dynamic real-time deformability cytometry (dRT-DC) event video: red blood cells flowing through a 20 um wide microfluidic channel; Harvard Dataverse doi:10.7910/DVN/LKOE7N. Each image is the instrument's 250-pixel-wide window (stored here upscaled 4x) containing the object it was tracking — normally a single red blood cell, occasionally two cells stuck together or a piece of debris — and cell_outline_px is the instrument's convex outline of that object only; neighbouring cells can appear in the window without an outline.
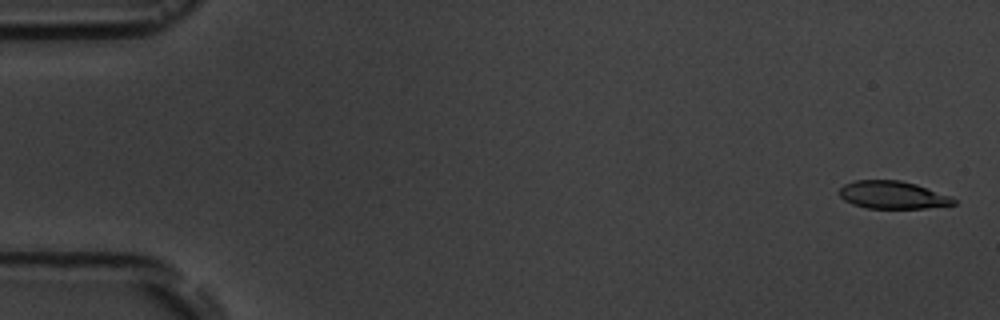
{"species": "common noctule bat (a hibernating species)", "species_latin": "Nyctalus noctula", "temperature_condition": "room temperature", "stored_images_in_passage": 6, "camera_frame_rate_fps": 3000, "um_per_image_px": 0.085, "animal": {"sex": "male", "body_mass_g": 19.5, "forearm_length_mm": 54.6}, "frame": {"image": 1, "passage_image": 1, "time_ms": 0.0, "image_size_px": [1000, 320], "cell_outline_px": [[956, 204], [924, 208], [868, 208], [852, 204], [844, 200], [840, 196], [840, 188], [844, 184], [856, 180], [900, 180], [916, 184], [952, 196], [956, 200]], "centroid_in_image_um": [75.89, 16.57], "position_along_channel_um": 9.1, "area_um2": 18.44}}
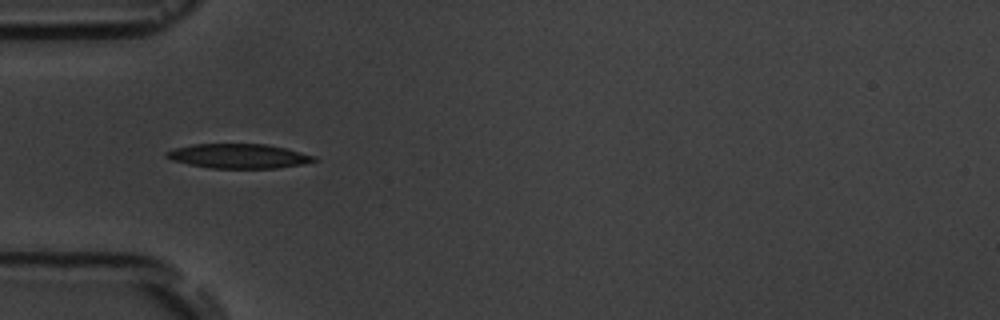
{"frame": {"image": 2, "passage_image": 5, "time_ms": 5.333, "image_size_px": [1000, 320], "cell_outline_px": [[320, 160], [304, 164], [276, 168], [212, 168], [188, 164], [172, 160], [164, 156], [164, 152], [172, 148], [192, 144], [268, 144], [316, 156]], "centroid_in_image_um": [20.27, 13.26], "position_along_channel_um": 64.7, "area_um2": 21.21}}
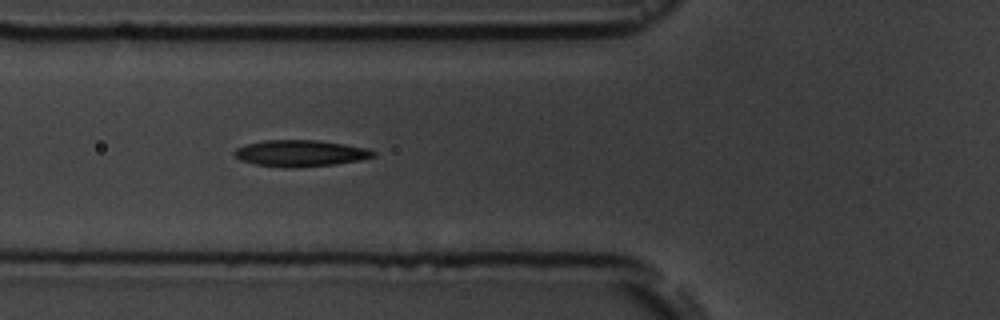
{"frame": {"image": 3, "passage_image": 6, "time_ms": 6.333, "image_size_px": [1000, 320], "cell_outline_px": [[376, 156], [360, 160], [336, 164], [284, 168], [256, 164], [240, 160], [232, 152], [236, 148], [244, 144], [264, 140], [316, 140], [344, 144], [368, 148], [376, 152]], "centroid_in_image_um": [25.52, 13.02], "position_along_channel_um": 100.3, "area_um2": 21.44}}